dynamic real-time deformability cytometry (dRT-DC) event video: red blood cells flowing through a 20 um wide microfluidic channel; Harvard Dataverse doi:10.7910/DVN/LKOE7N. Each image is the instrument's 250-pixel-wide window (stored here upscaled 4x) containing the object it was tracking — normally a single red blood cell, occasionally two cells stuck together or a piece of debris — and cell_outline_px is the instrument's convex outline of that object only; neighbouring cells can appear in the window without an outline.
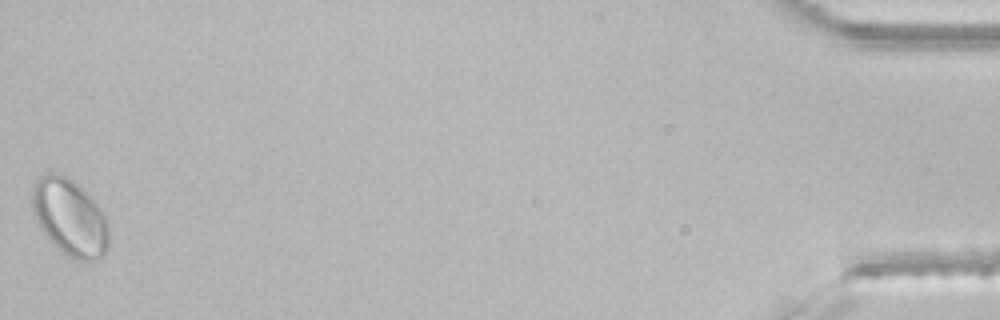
{"species": "common noctule bat (a hibernating species)", "species_latin": "Nyctalus noctula", "temperature_condition": "room temperature", "stored_images_in_passage": 44, "segment_of_instrument_passage": [2, 2], "camera_frame_rate_fps": 3000, "um_per_image_px": 0.085, "animal": {"sex": "male", "body_mass_g": 21.5, "forearm_length_mm": 52.0}, "frame": {"image": 1, "passage_image": 44, "time_ms": 14.333, "image_size_px": [1000, 320], "cell_outline_px": [[108, 248], [96, 260], [80, 260], [64, 252], [48, 240], [40, 228], [36, 220], [32, 208], [32, 188], [36, 180], [40, 176], [64, 176], [72, 180], [100, 208], [108, 224]], "centroid_in_image_um": [5.92, 18.51], "position_along_channel_um": 429.3, "area_um2": 33.29}}